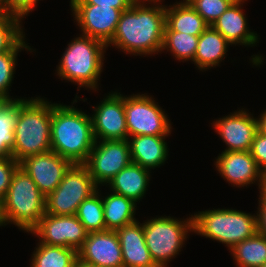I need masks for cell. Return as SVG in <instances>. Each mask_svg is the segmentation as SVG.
<instances>
[{
    "label": "cell",
    "instance_id": "6da1fadb",
    "mask_svg": "<svg viewBox=\"0 0 266 267\" xmlns=\"http://www.w3.org/2000/svg\"><path fill=\"white\" fill-rule=\"evenodd\" d=\"M161 1L136 0L129 9L122 11L107 47L113 46L134 56L161 53L166 26L165 5Z\"/></svg>",
    "mask_w": 266,
    "mask_h": 267
},
{
    "label": "cell",
    "instance_id": "7a4b0ae2",
    "mask_svg": "<svg viewBox=\"0 0 266 267\" xmlns=\"http://www.w3.org/2000/svg\"><path fill=\"white\" fill-rule=\"evenodd\" d=\"M72 105L52 103L51 150L72 164H84L95 144L91 116Z\"/></svg>",
    "mask_w": 266,
    "mask_h": 267
},
{
    "label": "cell",
    "instance_id": "3957f363",
    "mask_svg": "<svg viewBox=\"0 0 266 267\" xmlns=\"http://www.w3.org/2000/svg\"><path fill=\"white\" fill-rule=\"evenodd\" d=\"M51 118L52 103L45 98L19 99L12 148L15 161L51 151Z\"/></svg>",
    "mask_w": 266,
    "mask_h": 267
},
{
    "label": "cell",
    "instance_id": "277c9868",
    "mask_svg": "<svg viewBox=\"0 0 266 267\" xmlns=\"http://www.w3.org/2000/svg\"><path fill=\"white\" fill-rule=\"evenodd\" d=\"M45 199L31 177L18 167L0 203L1 225L14 224L30 233L45 214Z\"/></svg>",
    "mask_w": 266,
    "mask_h": 267
},
{
    "label": "cell",
    "instance_id": "5b68a950",
    "mask_svg": "<svg viewBox=\"0 0 266 267\" xmlns=\"http://www.w3.org/2000/svg\"><path fill=\"white\" fill-rule=\"evenodd\" d=\"M107 45L102 41L80 34L75 37L62 54L56 67L57 75L63 80L95 92L103 71Z\"/></svg>",
    "mask_w": 266,
    "mask_h": 267
},
{
    "label": "cell",
    "instance_id": "8992f818",
    "mask_svg": "<svg viewBox=\"0 0 266 267\" xmlns=\"http://www.w3.org/2000/svg\"><path fill=\"white\" fill-rule=\"evenodd\" d=\"M192 219L194 233L223 243L228 250L258 232L257 213L252 215L232 208L200 211Z\"/></svg>",
    "mask_w": 266,
    "mask_h": 267
},
{
    "label": "cell",
    "instance_id": "52a82bcc",
    "mask_svg": "<svg viewBox=\"0 0 266 267\" xmlns=\"http://www.w3.org/2000/svg\"><path fill=\"white\" fill-rule=\"evenodd\" d=\"M190 216L181 220L165 215L144 221L145 243L157 267H166L182 251L188 233H193L192 214Z\"/></svg>",
    "mask_w": 266,
    "mask_h": 267
},
{
    "label": "cell",
    "instance_id": "ba28073f",
    "mask_svg": "<svg viewBox=\"0 0 266 267\" xmlns=\"http://www.w3.org/2000/svg\"><path fill=\"white\" fill-rule=\"evenodd\" d=\"M97 188L84 164H72L58 187L46 197L45 213L76 215L79 205Z\"/></svg>",
    "mask_w": 266,
    "mask_h": 267
},
{
    "label": "cell",
    "instance_id": "9c48e42d",
    "mask_svg": "<svg viewBox=\"0 0 266 267\" xmlns=\"http://www.w3.org/2000/svg\"><path fill=\"white\" fill-rule=\"evenodd\" d=\"M124 110L128 137L136 135L169 136L171 121L152 96L133 94L124 96Z\"/></svg>",
    "mask_w": 266,
    "mask_h": 267
},
{
    "label": "cell",
    "instance_id": "30bf717a",
    "mask_svg": "<svg viewBox=\"0 0 266 267\" xmlns=\"http://www.w3.org/2000/svg\"><path fill=\"white\" fill-rule=\"evenodd\" d=\"M127 140H101L95 144L84 163L97 187L105 186L131 163Z\"/></svg>",
    "mask_w": 266,
    "mask_h": 267
},
{
    "label": "cell",
    "instance_id": "8fae6325",
    "mask_svg": "<svg viewBox=\"0 0 266 267\" xmlns=\"http://www.w3.org/2000/svg\"><path fill=\"white\" fill-rule=\"evenodd\" d=\"M39 243L70 247L78 250L88 232L76 215H53L45 213L38 225L30 232Z\"/></svg>",
    "mask_w": 266,
    "mask_h": 267
},
{
    "label": "cell",
    "instance_id": "7c38bea8",
    "mask_svg": "<svg viewBox=\"0 0 266 267\" xmlns=\"http://www.w3.org/2000/svg\"><path fill=\"white\" fill-rule=\"evenodd\" d=\"M108 94L96 107L92 106L94 114L91 121L95 140H127L124 95L117 91Z\"/></svg>",
    "mask_w": 266,
    "mask_h": 267
},
{
    "label": "cell",
    "instance_id": "4fadbf2b",
    "mask_svg": "<svg viewBox=\"0 0 266 267\" xmlns=\"http://www.w3.org/2000/svg\"><path fill=\"white\" fill-rule=\"evenodd\" d=\"M70 7L82 35L106 45L112 40L122 13L120 9L93 4H70Z\"/></svg>",
    "mask_w": 266,
    "mask_h": 267
},
{
    "label": "cell",
    "instance_id": "5bb4252c",
    "mask_svg": "<svg viewBox=\"0 0 266 267\" xmlns=\"http://www.w3.org/2000/svg\"><path fill=\"white\" fill-rule=\"evenodd\" d=\"M216 119L211 124L215 132L227 146L222 152L250 151L254 136L258 131V118L246 109Z\"/></svg>",
    "mask_w": 266,
    "mask_h": 267
},
{
    "label": "cell",
    "instance_id": "9a60e30c",
    "mask_svg": "<svg viewBox=\"0 0 266 267\" xmlns=\"http://www.w3.org/2000/svg\"><path fill=\"white\" fill-rule=\"evenodd\" d=\"M78 264L88 267H123L121 245L115 231L88 233L77 250Z\"/></svg>",
    "mask_w": 266,
    "mask_h": 267
},
{
    "label": "cell",
    "instance_id": "2e32d148",
    "mask_svg": "<svg viewBox=\"0 0 266 267\" xmlns=\"http://www.w3.org/2000/svg\"><path fill=\"white\" fill-rule=\"evenodd\" d=\"M214 165L221 177L234 187H247L257 181L259 192L264 190L265 175L250 151L221 152Z\"/></svg>",
    "mask_w": 266,
    "mask_h": 267
},
{
    "label": "cell",
    "instance_id": "e0dca14e",
    "mask_svg": "<svg viewBox=\"0 0 266 267\" xmlns=\"http://www.w3.org/2000/svg\"><path fill=\"white\" fill-rule=\"evenodd\" d=\"M71 165L69 160L52 150L28 156L19 162V167L31 177L45 197L58 187Z\"/></svg>",
    "mask_w": 266,
    "mask_h": 267
},
{
    "label": "cell",
    "instance_id": "ac0fdd59",
    "mask_svg": "<svg viewBox=\"0 0 266 267\" xmlns=\"http://www.w3.org/2000/svg\"><path fill=\"white\" fill-rule=\"evenodd\" d=\"M242 3H233L230 7L212 24L231 45L256 46L259 43L258 34L248 27L246 14L243 12ZM250 29V30H249Z\"/></svg>",
    "mask_w": 266,
    "mask_h": 267
},
{
    "label": "cell",
    "instance_id": "d6986e66",
    "mask_svg": "<svg viewBox=\"0 0 266 267\" xmlns=\"http://www.w3.org/2000/svg\"><path fill=\"white\" fill-rule=\"evenodd\" d=\"M115 232L121 245L123 267H157L145 243L143 223L136 220Z\"/></svg>",
    "mask_w": 266,
    "mask_h": 267
},
{
    "label": "cell",
    "instance_id": "ffe728a7",
    "mask_svg": "<svg viewBox=\"0 0 266 267\" xmlns=\"http://www.w3.org/2000/svg\"><path fill=\"white\" fill-rule=\"evenodd\" d=\"M168 136L136 135L128 137L131 161L143 168L154 170L167 160L168 146L165 138Z\"/></svg>",
    "mask_w": 266,
    "mask_h": 267
},
{
    "label": "cell",
    "instance_id": "44dd1931",
    "mask_svg": "<svg viewBox=\"0 0 266 267\" xmlns=\"http://www.w3.org/2000/svg\"><path fill=\"white\" fill-rule=\"evenodd\" d=\"M151 170L131 162L106 185L110 192L132 199L135 203L145 197Z\"/></svg>",
    "mask_w": 266,
    "mask_h": 267
},
{
    "label": "cell",
    "instance_id": "7402d4cb",
    "mask_svg": "<svg viewBox=\"0 0 266 267\" xmlns=\"http://www.w3.org/2000/svg\"><path fill=\"white\" fill-rule=\"evenodd\" d=\"M231 44L212 26H208L200 35L194 56L196 68L200 71L219 66L227 55ZM210 68V69H209Z\"/></svg>",
    "mask_w": 266,
    "mask_h": 267
},
{
    "label": "cell",
    "instance_id": "603a6c76",
    "mask_svg": "<svg viewBox=\"0 0 266 267\" xmlns=\"http://www.w3.org/2000/svg\"><path fill=\"white\" fill-rule=\"evenodd\" d=\"M166 25L175 32L199 36L209 25L186 0L165 5Z\"/></svg>",
    "mask_w": 266,
    "mask_h": 267
},
{
    "label": "cell",
    "instance_id": "cb8c5ba5",
    "mask_svg": "<svg viewBox=\"0 0 266 267\" xmlns=\"http://www.w3.org/2000/svg\"><path fill=\"white\" fill-rule=\"evenodd\" d=\"M102 196L106 230L116 231L136 221L137 203L132 199L110 192Z\"/></svg>",
    "mask_w": 266,
    "mask_h": 267
},
{
    "label": "cell",
    "instance_id": "d4e9b609",
    "mask_svg": "<svg viewBox=\"0 0 266 267\" xmlns=\"http://www.w3.org/2000/svg\"><path fill=\"white\" fill-rule=\"evenodd\" d=\"M30 267H77V250L70 247L37 243Z\"/></svg>",
    "mask_w": 266,
    "mask_h": 267
},
{
    "label": "cell",
    "instance_id": "484cf974",
    "mask_svg": "<svg viewBox=\"0 0 266 267\" xmlns=\"http://www.w3.org/2000/svg\"><path fill=\"white\" fill-rule=\"evenodd\" d=\"M238 267H260L266 264V237L256 233L230 249Z\"/></svg>",
    "mask_w": 266,
    "mask_h": 267
},
{
    "label": "cell",
    "instance_id": "4316f807",
    "mask_svg": "<svg viewBox=\"0 0 266 267\" xmlns=\"http://www.w3.org/2000/svg\"><path fill=\"white\" fill-rule=\"evenodd\" d=\"M22 20L0 11V53L9 50H24L33 52L26 44Z\"/></svg>",
    "mask_w": 266,
    "mask_h": 267
},
{
    "label": "cell",
    "instance_id": "83f0119b",
    "mask_svg": "<svg viewBox=\"0 0 266 267\" xmlns=\"http://www.w3.org/2000/svg\"><path fill=\"white\" fill-rule=\"evenodd\" d=\"M198 40L199 36L175 32L166 25L161 52L169 51L176 58L175 60L180 62L194 61Z\"/></svg>",
    "mask_w": 266,
    "mask_h": 267
},
{
    "label": "cell",
    "instance_id": "f1b7e54d",
    "mask_svg": "<svg viewBox=\"0 0 266 267\" xmlns=\"http://www.w3.org/2000/svg\"><path fill=\"white\" fill-rule=\"evenodd\" d=\"M99 188L79 205L76 213L78 220L88 233L106 230L103 201Z\"/></svg>",
    "mask_w": 266,
    "mask_h": 267
},
{
    "label": "cell",
    "instance_id": "f546056e",
    "mask_svg": "<svg viewBox=\"0 0 266 267\" xmlns=\"http://www.w3.org/2000/svg\"><path fill=\"white\" fill-rule=\"evenodd\" d=\"M19 112V99L0 104V158L12 157L14 125Z\"/></svg>",
    "mask_w": 266,
    "mask_h": 267
},
{
    "label": "cell",
    "instance_id": "4dcf8cb0",
    "mask_svg": "<svg viewBox=\"0 0 266 267\" xmlns=\"http://www.w3.org/2000/svg\"><path fill=\"white\" fill-rule=\"evenodd\" d=\"M19 52L21 50H9L8 52L0 53V99L2 101L22 99L21 97L14 99L9 95Z\"/></svg>",
    "mask_w": 266,
    "mask_h": 267
},
{
    "label": "cell",
    "instance_id": "1f68e13d",
    "mask_svg": "<svg viewBox=\"0 0 266 267\" xmlns=\"http://www.w3.org/2000/svg\"><path fill=\"white\" fill-rule=\"evenodd\" d=\"M188 4L212 26L232 4L227 0H186Z\"/></svg>",
    "mask_w": 266,
    "mask_h": 267
},
{
    "label": "cell",
    "instance_id": "d6a6232c",
    "mask_svg": "<svg viewBox=\"0 0 266 267\" xmlns=\"http://www.w3.org/2000/svg\"><path fill=\"white\" fill-rule=\"evenodd\" d=\"M39 0H0V11L24 19L36 7Z\"/></svg>",
    "mask_w": 266,
    "mask_h": 267
},
{
    "label": "cell",
    "instance_id": "836d02e7",
    "mask_svg": "<svg viewBox=\"0 0 266 267\" xmlns=\"http://www.w3.org/2000/svg\"><path fill=\"white\" fill-rule=\"evenodd\" d=\"M19 163L12 157L0 158V203L4 199Z\"/></svg>",
    "mask_w": 266,
    "mask_h": 267
},
{
    "label": "cell",
    "instance_id": "e575fe53",
    "mask_svg": "<svg viewBox=\"0 0 266 267\" xmlns=\"http://www.w3.org/2000/svg\"><path fill=\"white\" fill-rule=\"evenodd\" d=\"M250 153L255 159L259 169L266 174V135L261 133L259 130L254 136Z\"/></svg>",
    "mask_w": 266,
    "mask_h": 267
},
{
    "label": "cell",
    "instance_id": "d590c367",
    "mask_svg": "<svg viewBox=\"0 0 266 267\" xmlns=\"http://www.w3.org/2000/svg\"><path fill=\"white\" fill-rule=\"evenodd\" d=\"M135 1L136 0H70V4H93L125 11L129 9Z\"/></svg>",
    "mask_w": 266,
    "mask_h": 267
},
{
    "label": "cell",
    "instance_id": "8d00e7d4",
    "mask_svg": "<svg viewBox=\"0 0 266 267\" xmlns=\"http://www.w3.org/2000/svg\"><path fill=\"white\" fill-rule=\"evenodd\" d=\"M259 196V205L257 212V224H258V233L266 237V193L261 191Z\"/></svg>",
    "mask_w": 266,
    "mask_h": 267
},
{
    "label": "cell",
    "instance_id": "74e56055",
    "mask_svg": "<svg viewBox=\"0 0 266 267\" xmlns=\"http://www.w3.org/2000/svg\"><path fill=\"white\" fill-rule=\"evenodd\" d=\"M258 130L266 135V109L260 114L258 118Z\"/></svg>",
    "mask_w": 266,
    "mask_h": 267
},
{
    "label": "cell",
    "instance_id": "f35d334b",
    "mask_svg": "<svg viewBox=\"0 0 266 267\" xmlns=\"http://www.w3.org/2000/svg\"><path fill=\"white\" fill-rule=\"evenodd\" d=\"M227 1L233 4V3H242V2H245L246 0H227Z\"/></svg>",
    "mask_w": 266,
    "mask_h": 267
},
{
    "label": "cell",
    "instance_id": "ab89813d",
    "mask_svg": "<svg viewBox=\"0 0 266 267\" xmlns=\"http://www.w3.org/2000/svg\"><path fill=\"white\" fill-rule=\"evenodd\" d=\"M264 193H266V174H265V185H264V190H263Z\"/></svg>",
    "mask_w": 266,
    "mask_h": 267
},
{
    "label": "cell",
    "instance_id": "60d3db41",
    "mask_svg": "<svg viewBox=\"0 0 266 267\" xmlns=\"http://www.w3.org/2000/svg\"><path fill=\"white\" fill-rule=\"evenodd\" d=\"M77 267H88V266L78 264Z\"/></svg>",
    "mask_w": 266,
    "mask_h": 267
}]
</instances>
